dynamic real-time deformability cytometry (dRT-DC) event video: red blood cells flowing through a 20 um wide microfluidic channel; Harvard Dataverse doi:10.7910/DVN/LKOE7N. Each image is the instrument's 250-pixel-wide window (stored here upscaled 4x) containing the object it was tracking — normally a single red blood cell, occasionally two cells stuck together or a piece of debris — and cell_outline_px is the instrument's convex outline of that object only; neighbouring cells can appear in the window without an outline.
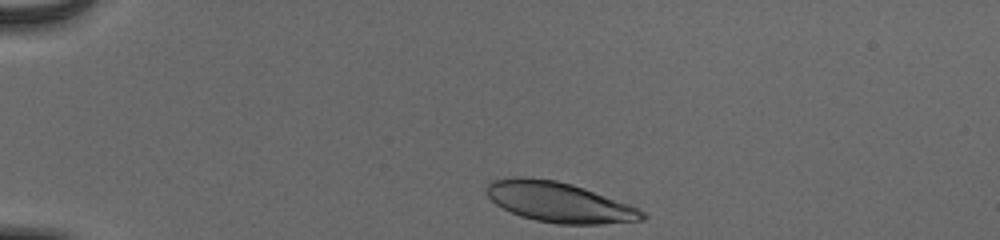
{"species": "human", "species_latin": "Homo sapiens", "temperature_condition": "cold", "stored_images_in_passage": 35, "camera_frame_rate_fps": 3000, "um_per_image_px": 0.085, "donor": {"sex": "male"}, "frame": {"image": 1, "passage_image": 1, "time_ms": 0.0, "image_size_px": [1000, 240], "cell_outline_px": [[648, 216], [644, 220], [600, 224], [556, 224], [536, 220], [520, 216], [496, 204], [488, 196], [488, 184], [492, 180], [512, 176], [520, 176], [556, 180], [572, 184], [584, 188], [628, 204], [644, 212]], "centroid_in_image_um": [47.53, 17.18], "position_along_channel_um": 37.5, "area_um2": 36.18}}
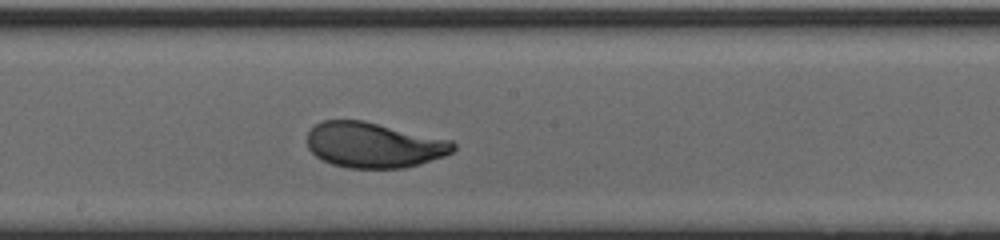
{"frame": {"image": 2, "passage_image": 20, "time_ms": 6.333, "image_size_px": [1000, 240], "cell_outline_px": [[456, 148], [452, 152], [444, 156], [420, 164], [404, 168], [348, 168], [332, 164], [316, 156], [308, 148], [308, 132], [316, 124], [324, 120], [364, 120], [452, 140], [456, 144]], "centroid_in_image_um": [31.8, 12.32], "position_along_channel_um": 216.4, "area_um2": 38.73}}
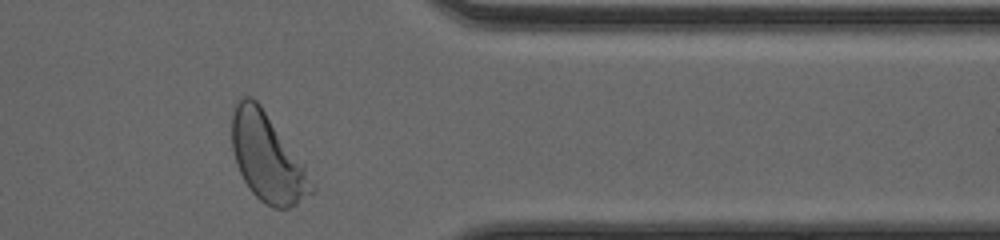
{"frame": {"image": 3, "passage_image": 34, "time_ms": 11.0, "image_size_px": [1000, 240], "cell_outline_px": [[316, 192], [296, 204], [288, 208], [272, 208], [264, 204], [252, 192], [244, 180], [240, 172], [232, 148], [232, 112], [236, 104], [244, 96], [252, 96], [260, 104], [316, 184]], "centroid_in_image_um": [22.73, 13.44], "position_along_channel_um": 388.7, "area_um2": 40.23}, "authors_computed_cell_mechanics": {"area_um2": 38.726, "velocity_mm_per_s": 3.8581, "shape_relaxation_time_tau1_ms": 2.8355, "shape_relaxation_time_tau2_ms": null, "deformation_change_tau1": 0.1729, "deformation_change_tau2": null}}